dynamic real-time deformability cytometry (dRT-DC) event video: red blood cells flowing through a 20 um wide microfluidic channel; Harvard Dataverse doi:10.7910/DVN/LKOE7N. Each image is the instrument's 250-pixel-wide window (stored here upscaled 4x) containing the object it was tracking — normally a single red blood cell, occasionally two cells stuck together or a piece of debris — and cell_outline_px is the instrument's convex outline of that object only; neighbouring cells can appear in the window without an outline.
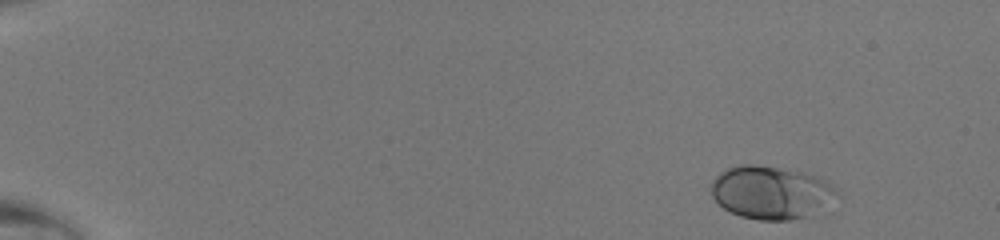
{"species": "human", "species_latin": "Homo sapiens", "temperature_condition": "room temperature", "stored_images_in_passage": 44, "camera_frame_rate_fps": 3000, "um_per_image_px": 0.085, "donor": {"sex": "male"}, "frame": {"image": 1, "passage_image": 1, "time_ms": 0.0, "image_size_px": [1000, 240], "cell_outline_px": [[840, 196], [824, 216], [792, 220], [756, 220], [740, 216], [724, 208], [712, 196], [708, 188], [712, 180], [720, 172], [728, 168], [740, 164], [756, 164], [800, 172], [812, 176], [828, 184]], "centroid_in_image_um": [65.6, 16.42], "position_along_channel_um": 19.4, "area_um2": 39.77}}
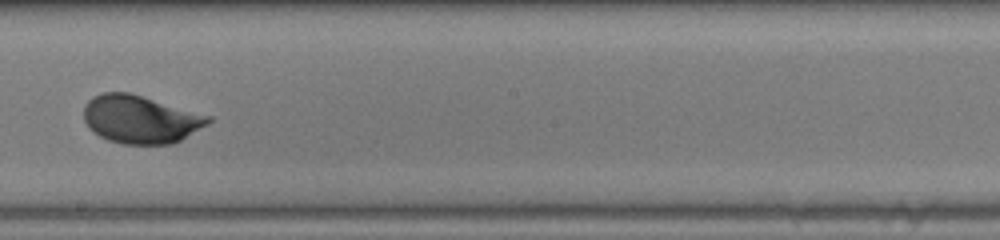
{"frame": {"image": 2, "passage_image": 26, "time_ms": 8.333, "image_size_px": [1000, 240], "cell_outline_px": [[212, 120], [208, 124], [180, 140], [172, 144], [124, 144], [108, 140], [92, 132], [88, 128], [84, 120], [84, 104], [92, 96], [100, 92], [128, 92], [212, 116]], "centroid_in_image_um": [11.91, 10.13], "position_along_channel_um": 236.3, "area_um2": 34.91}}
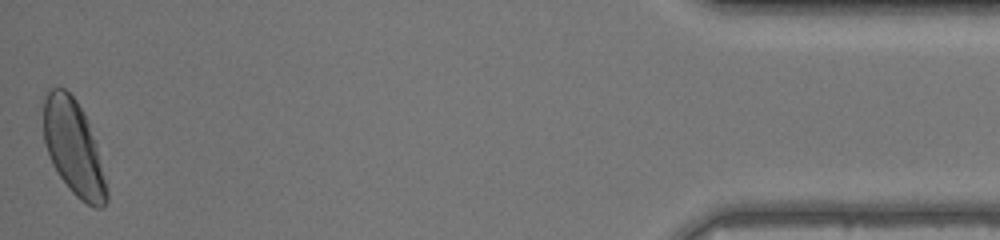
{"frame": {"image": 3, "passage_image": 44, "time_ms": 14.333, "image_size_px": [1000, 240], "cell_outline_px": [[108, 200], [104, 208], [96, 208], [80, 200], [72, 192], [60, 176], [52, 164], [44, 140], [44, 100], [48, 88], [64, 88], [76, 100], [88, 120], [96, 144], [108, 188]], "centroid_in_image_um": [6.27, 12.58], "position_along_channel_um": 428.9, "area_um2": 34.8}}